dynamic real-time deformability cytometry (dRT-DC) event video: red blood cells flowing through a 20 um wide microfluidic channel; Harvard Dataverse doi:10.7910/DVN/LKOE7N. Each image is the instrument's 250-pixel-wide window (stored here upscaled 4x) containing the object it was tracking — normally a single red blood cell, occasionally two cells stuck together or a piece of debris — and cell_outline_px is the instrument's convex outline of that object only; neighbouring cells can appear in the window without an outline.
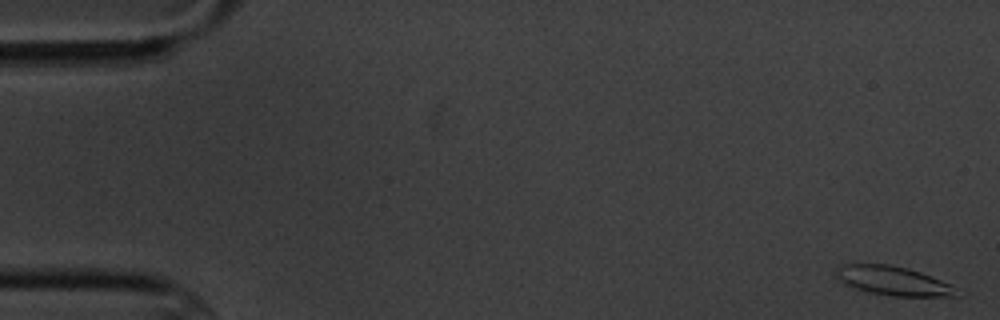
{"species": "common noctule bat (a hibernating species)", "species_latin": "Nyctalus noctula", "temperature_condition": "cold", "stored_images_in_passage": 6, "camera_frame_rate_fps": 3000, "um_per_image_px": 0.085, "animal": {"sex": "male", "body_mass_g": 20.1, "forearm_length_mm": 53.5}, "frame": {"image": 1, "passage_image": 1, "time_ms": 0.0, "image_size_px": [1000, 320], "cell_outline_px": [[956, 296], [892, 296], [868, 292], [844, 284], [832, 272], [840, 264], [888, 264], [908, 268], [920, 272], [940, 280], [948, 284]], "centroid_in_image_um": [75.76, 23.85], "position_along_channel_um": 9.2, "area_um2": 20.06}}
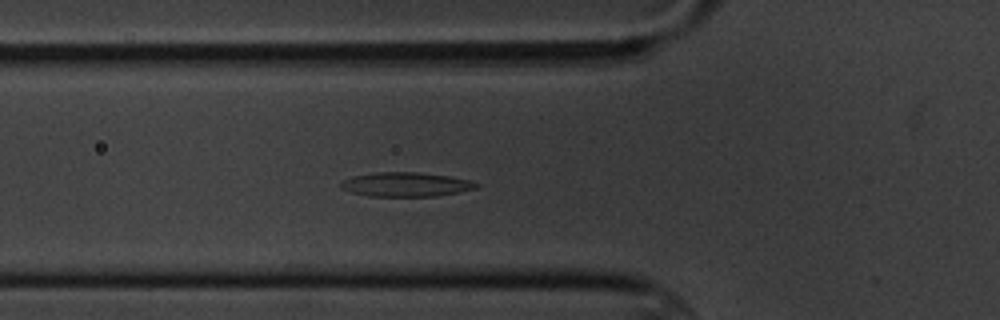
{"frame": {"image": 2, "passage_image": 6, "time_ms": 6.333, "image_size_px": [1000, 320], "cell_outline_px": [[480, 184], [476, 188], [460, 192], [436, 196], [368, 196], [352, 192], [340, 188], [340, 180], [352, 176], [376, 172], [420, 172], [448, 176], [468, 180]], "centroid_in_image_um": [34.46, 15.67], "position_along_channel_um": 91.3, "area_um2": 19.19}}